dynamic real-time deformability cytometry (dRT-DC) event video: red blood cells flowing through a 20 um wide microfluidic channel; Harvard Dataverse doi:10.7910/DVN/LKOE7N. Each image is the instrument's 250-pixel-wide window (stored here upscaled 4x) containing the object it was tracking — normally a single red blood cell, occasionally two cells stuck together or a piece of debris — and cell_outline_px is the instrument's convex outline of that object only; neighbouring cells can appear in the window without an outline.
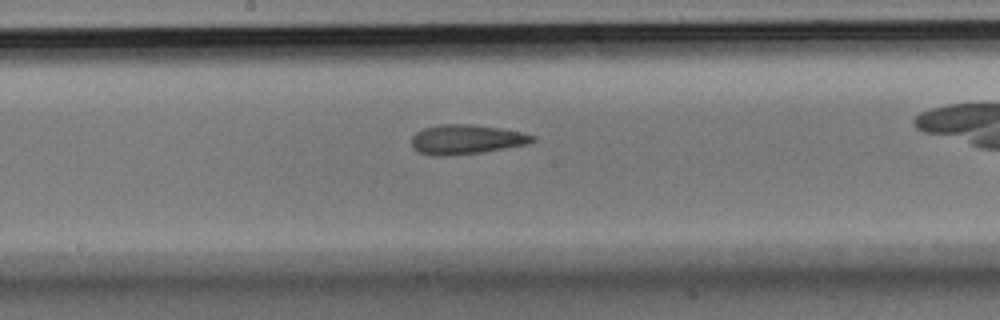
{"species": "Egyptian fruit bat (a non-hibernating species)", "species_latin": "Rousettus aegyptiacus", "temperature_condition": "room temperature", "stored_images_in_passage": 18, "camera_frame_rate_fps": 3000, "um_per_image_px": 0.085, "animal": {"sex": "male"}, "frame": {"image": 1, "passage_image": 8, "time_ms": 2.333, "image_size_px": [1000, 320], "cell_outline_px": [[536, 140], [528, 144], [484, 152], [440, 156], [432, 156], [420, 152], [412, 148], [412, 136], [416, 132], [424, 128], [440, 124], [472, 124], [500, 128], [520, 132], [536, 136]], "centroid_in_image_um": [39.63, 11.85], "position_along_channel_um": 208.6, "area_um2": 20.87}}